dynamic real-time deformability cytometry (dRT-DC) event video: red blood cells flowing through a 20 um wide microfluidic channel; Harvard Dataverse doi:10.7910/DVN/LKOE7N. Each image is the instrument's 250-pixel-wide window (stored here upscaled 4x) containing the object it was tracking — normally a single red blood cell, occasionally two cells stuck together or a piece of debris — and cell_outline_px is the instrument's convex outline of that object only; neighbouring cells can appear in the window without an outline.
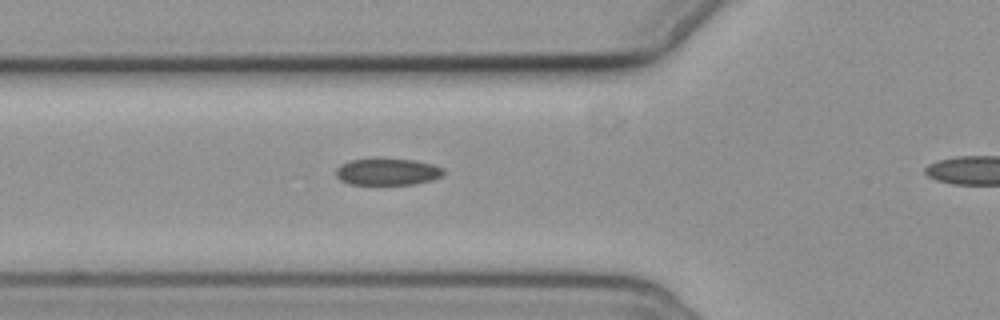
{"species": "common noctule bat (a hibernating species)", "species_latin": "Nyctalus noctula", "temperature_condition": "cold", "stored_images_in_passage": 7, "segment_of_instrument_passage": [1, 2], "camera_frame_rate_fps": 3000, "um_per_image_px": 0.085, "animal": {"sex": "female", "body_mass_g": 19.3, "forearm_length_mm": 54.1}, "frame": {"image": 1, "passage_image": 6, "time_ms": 7.0, "image_size_px": [1000, 320], "cell_outline_px": [[444, 172], [440, 176], [432, 180], [412, 184], [348, 184], [340, 180], [336, 176], [336, 168], [340, 164], [348, 160], [372, 156], [380, 156], [416, 160], [432, 164], [444, 168]], "centroid_in_image_um": [32.87, 14.54], "position_along_channel_um": 92.9, "area_um2": 17.57}}